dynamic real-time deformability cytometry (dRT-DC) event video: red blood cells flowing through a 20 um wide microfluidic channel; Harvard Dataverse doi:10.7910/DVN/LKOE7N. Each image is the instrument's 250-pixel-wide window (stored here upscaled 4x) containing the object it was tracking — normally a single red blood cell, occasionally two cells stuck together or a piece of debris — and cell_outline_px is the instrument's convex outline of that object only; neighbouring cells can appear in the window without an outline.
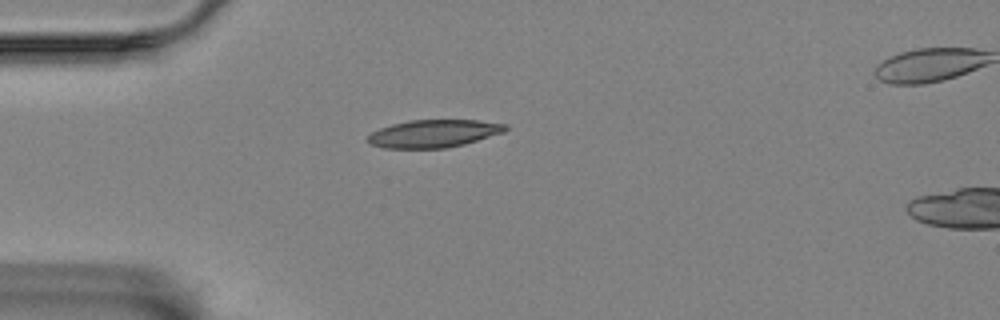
{"species": "Egyptian fruit bat (a non-hibernating species)", "species_latin": "Rousettus aegyptiacus", "temperature_condition": "room temperature", "stored_images_in_passage": 42, "camera_frame_rate_fps": 3000, "um_per_image_px": 0.085, "animal": {"sex": "female"}, "frame": {"image": 1, "passage_image": 1, "time_ms": 0.0, "image_size_px": [1000, 320], "cell_outline_px": [[508, 128], [504, 132], [464, 144], [448, 148], [384, 148], [372, 144], [368, 140], [368, 136], [372, 132], [380, 128], [392, 124], [408, 120], [476, 120], [504, 124]], "centroid_in_image_um": [36.86, 11.35], "position_along_channel_um": 48.1, "area_um2": 22.02}}
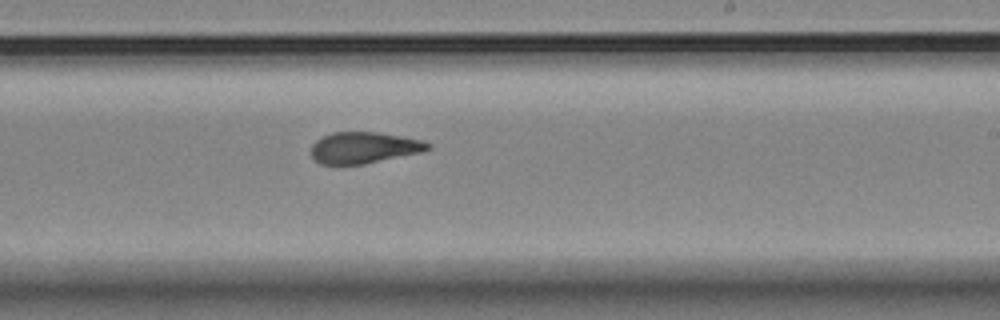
{"frame": {"image": 2, "passage_image": 20, "time_ms": 6.333, "image_size_px": [1000, 320], "cell_outline_px": [[432, 148], [420, 152], [364, 164], [320, 164], [312, 160], [312, 144], [316, 140], [332, 132], [376, 132], [400, 136], [420, 140], [432, 144]], "centroid_in_image_um": [30.9, 12.55], "position_along_channel_um": 258.1, "area_um2": 21.15}}
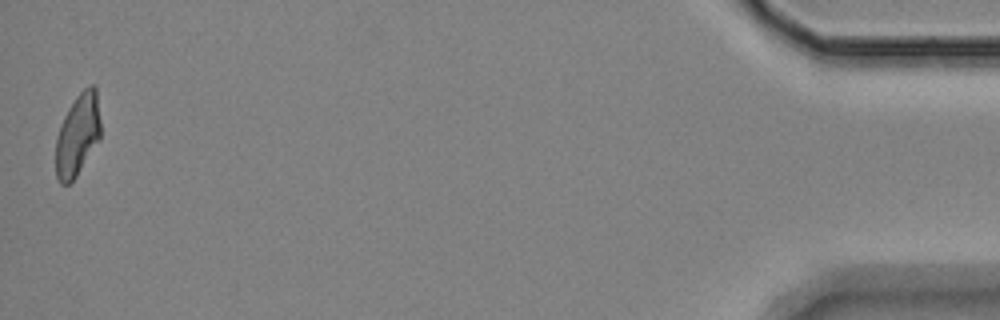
{"frame": {"image": 3, "passage_image": 42, "time_ms": 13.667, "image_size_px": [1000, 320], "cell_outline_px": [[100, 140], [76, 176], [68, 184], [60, 184], [56, 176], [56, 136], [60, 124], [68, 108], [76, 96], [88, 84], [92, 84], [96, 88], [100, 120]], "centroid_in_image_um": [6.6, 11.45], "position_along_channel_um": 428.6, "area_um2": 21.56}, "authors_computed_cell_mechanics": {"area_um2": 22.1952, "velocity_mm_per_s": 3.5273, "shape_relaxation_time_tau1_ms": null, "shape_relaxation_time_tau2_ms": 1.8151, "deformation_change_tau1": null, "deformation_change_tau2": 0.0838}}